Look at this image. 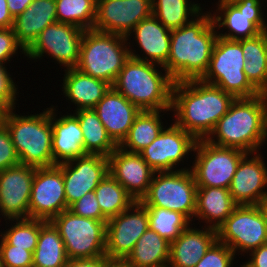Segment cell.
Listing matches in <instances>:
<instances>
[{
	"label": "cell",
	"instance_id": "42",
	"mask_svg": "<svg viewBox=\"0 0 267 267\" xmlns=\"http://www.w3.org/2000/svg\"><path fill=\"white\" fill-rule=\"evenodd\" d=\"M6 63H0V103H2L8 110L15 109L16 100L19 91V86L14 83V79L11 78L8 68L5 66ZM18 91V92H17Z\"/></svg>",
	"mask_w": 267,
	"mask_h": 267
},
{
	"label": "cell",
	"instance_id": "27",
	"mask_svg": "<svg viewBox=\"0 0 267 267\" xmlns=\"http://www.w3.org/2000/svg\"><path fill=\"white\" fill-rule=\"evenodd\" d=\"M55 0H33L28 8L14 19L17 41L27 50L39 34L57 21Z\"/></svg>",
	"mask_w": 267,
	"mask_h": 267
},
{
	"label": "cell",
	"instance_id": "51",
	"mask_svg": "<svg viewBox=\"0 0 267 267\" xmlns=\"http://www.w3.org/2000/svg\"><path fill=\"white\" fill-rule=\"evenodd\" d=\"M259 205H260V207H261L262 211L264 212V215L267 219V193L264 195V197L262 198Z\"/></svg>",
	"mask_w": 267,
	"mask_h": 267
},
{
	"label": "cell",
	"instance_id": "39",
	"mask_svg": "<svg viewBox=\"0 0 267 267\" xmlns=\"http://www.w3.org/2000/svg\"><path fill=\"white\" fill-rule=\"evenodd\" d=\"M0 258L2 267H32L33 252L25 248H16L9 245L0 236Z\"/></svg>",
	"mask_w": 267,
	"mask_h": 267
},
{
	"label": "cell",
	"instance_id": "38",
	"mask_svg": "<svg viewBox=\"0 0 267 267\" xmlns=\"http://www.w3.org/2000/svg\"><path fill=\"white\" fill-rule=\"evenodd\" d=\"M236 255L228 245L217 240L195 267H233Z\"/></svg>",
	"mask_w": 267,
	"mask_h": 267
},
{
	"label": "cell",
	"instance_id": "24",
	"mask_svg": "<svg viewBox=\"0 0 267 267\" xmlns=\"http://www.w3.org/2000/svg\"><path fill=\"white\" fill-rule=\"evenodd\" d=\"M57 108L51 105L52 153L54 165L69 162L86 155L82 129L74 114L57 118ZM56 111V113H55Z\"/></svg>",
	"mask_w": 267,
	"mask_h": 267
},
{
	"label": "cell",
	"instance_id": "33",
	"mask_svg": "<svg viewBox=\"0 0 267 267\" xmlns=\"http://www.w3.org/2000/svg\"><path fill=\"white\" fill-rule=\"evenodd\" d=\"M202 10L200 3L190 0H152V15L170 30L189 23Z\"/></svg>",
	"mask_w": 267,
	"mask_h": 267
},
{
	"label": "cell",
	"instance_id": "45",
	"mask_svg": "<svg viewBox=\"0 0 267 267\" xmlns=\"http://www.w3.org/2000/svg\"><path fill=\"white\" fill-rule=\"evenodd\" d=\"M237 41L241 44L245 61L255 58H267V31L255 37Z\"/></svg>",
	"mask_w": 267,
	"mask_h": 267
},
{
	"label": "cell",
	"instance_id": "41",
	"mask_svg": "<svg viewBox=\"0 0 267 267\" xmlns=\"http://www.w3.org/2000/svg\"><path fill=\"white\" fill-rule=\"evenodd\" d=\"M69 210L80 217L96 219L99 221H108V218L100 209L94 191L86 193L78 201L74 202L69 207Z\"/></svg>",
	"mask_w": 267,
	"mask_h": 267
},
{
	"label": "cell",
	"instance_id": "16",
	"mask_svg": "<svg viewBox=\"0 0 267 267\" xmlns=\"http://www.w3.org/2000/svg\"><path fill=\"white\" fill-rule=\"evenodd\" d=\"M69 209L62 169L58 165L35 169L29 203V218L51 221Z\"/></svg>",
	"mask_w": 267,
	"mask_h": 267
},
{
	"label": "cell",
	"instance_id": "11",
	"mask_svg": "<svg viewBox=\"0 0 267 267\" xmlns=\"http://www.w3.org/2000/svg\"><path fill=\"white\" fill-rule=\"evenodd\" d=\"M217 238L238 256L266 244L267 219L260 205H238L217 229Z\"/></svg>",
	"mask_w": 267,
	"mask_h": 267
},
{
	"label": "cell",
	"instance_id": "29",
	"mask_svg": "<svg viewBox=\"0 0 267 267\" xmlns=\"http://www.w3.org/2000/svg\"><path fill=\"white\" fill-rule=\"evenodd\" d=\"M169 259L170 242L148 228L125 261L131 267H166Z\"/></svg>",
	"mask_w": 267,
	"mask_h": 267
},
{
	"label": "cell",
	"instance_id": "4",
	"mask_svg": "<svg viewBox=\"0 0 267 267\" xmlns=\"http://www.w3.org/2000/svg\"><path fill=\"white\" fill-rule=\"evenodd\" d=\"M173 84L163 66L129 57L112 87L141 111L166 113L171 111Z\"/></svg>",
	"mask_w": 267,
	"mask_h": 267
},
{
	"label": "cell",
	"instance_id": "35",
	"mask_svg": "<svg viewBox=\"0 0 267 267\" xmlns=\"http://www.w3.org/2000/svg\"><path fill=\"white\" fill-rule=\"evenodd\" d=\"M57 21L81 29H93L97 0H55Z\"/></svg>",
	"mask_w": 267,
	"mask_h": 267
},
{
	"label": "cell",
	"instance_id": "7",
	"mask_svg": "<svg viewBox=\"0 0 267 267\" xmlns=\"http://www.w3.org/2000/svg\"><path fill=\"white\" fill-rule=\"evenodd\" d=\"M245 59L237 40L217 37L208 69L202 82L221 88L235 98H250L260 93L250 84L244 72Z\"/></svg>",
	"mask_w": 267,
	"mask_h": 267
},
{
	"label": "cell",
	"instance_id": "31",
	"mask_svg": "<svg viewBox=\"0 0 267 267\" xmlns=\"http://www.w3.org/2000/svg\"><path fill=\"white\" fill-rule=\"evenodd\" d=\"M161 112L162 110L141 111L118 147L126 152L140 153L149 146L164 128Z\"/></svg>",
	"mask_w": 267,
	"mask_h": 267
},
{
	"label": "cell",
	"instance_id": "49",
	"mask_svg": "<svg viewBox=\"0 0 267 267\" xmlns=\"http://www.w3.org/2000/svg\"><path fill=\"white\" fill-rule=\"evenodd\" d=\"M33 0H7L8 9L12 17L15 19L19 14H22Z\"/></svg>",
	"mask_w": 267,
	"mask_h": 267
},
{
	"label": "cell",
	"instance_id": "26",
	"mask_svg": "<svg viewBox=\"0 0 267 267\" xmlns=\"http://www.w3.org/2000/svg\"><path fill=\"white\" fill-rule=\"evenodd\" d=\"M62 91L77 106L74 111L93 109L112 87L108 82L86 75L77 68L64 70Z\"/></svg>",
	"mask_w": 267,
	"mask_h": 267
},
{
	"label": "cell",
	"instance_id": "2",
	"mask_svg": "<svg viewBox=\"0 0 267 267\" xmlns=\"http://www.w3.org/2000/svg\"><path fill=\"white\" fill-rule=\"evenodd\" d=\"M212 15L203 11L184 26L171 30L165 71L173 82L200 80L206 73L218 37Z\"/></svg>",
	"mask_w": 267,
	"mask_h": 267
},
{
	"label": "cell",
	"instance_id": "46",
	"mask_svg": "<svg viewBox=\"0 0 267 267\" xmlns=\"http://www.w3.org/2000/svg\"><path fill=\"white\" fill-rule=\"evenodd\" d=\"M109 261L107 255L94 258L68 259L65 267H106Z\"/></svg>",
	"mask_w": 267,
	"mask_h": 267
},
{
	"label": "cell",
	"instance_id": "22",
	"mask_svg": "<svg viewBox=\"0 0 267 267\" xmlns=\"http://www.w3.org/2000/svg\"><path fill=\"white\" fill-rule=\"evenodd\" d=\"M132 35L144 55L137 54L138 51L130 46L129 37ZM126 38L129 40L130 57L163 67L166 65L170 51L171 30L163 26L153 15L138 23Z\"/></svg>",
	"mask_w": 267,
	"mask_h": 267
},
{
	"label": "cell",
	"instance_id": "5",
	"mask_svg": "<svg viewBox=\"0 0 267 267\" xmlns=\"http://www.w3.org/2000/svg\"><path fill=\"white\" fill-rule=\"evenodd\" d=\"M14 110L7 111L3 123L10 134L20 164L35 168L54 166L51 107L35 115H19Z\"/></svg>",
	"mask_w": 267,
	"mask_h": 267
},
{
	"label": "cell",
	"instance_id": "36",
	"mask_svg": "<svg viewBox=\"0 0 267 267\" xmlns=\"http://www.w3.org/2000/svg\"><path fill=\"white\" fill-rule=\"evenodd\" d=\"M149 217V229L157 232L168 242L175 241L192 222L177 211L160 207H146Z\"/></svg>",
	"mask_w": 267,
	"mask_h": 267
},
{
	"label": "cell",
	"instance_id": "28",
	"mask_svg": "<svg viewBox=\"0 0 267 267\" xmlns=\"http://www.w3.org/2000/svg\"><path fill=\"white\" fill-rule=\"evenodd\" d=\"M238 204L229 189L219 187H197L195 218L205 222L208 228L218 229L232 214Z\"/></svg>",
	"mask_w": 267,
	"mask_h": 267
},
{
	"label": "cell",
	"instance_id": "14",
	"mask_svg": "<svg viewBox=\"0 0 267 267\" xmlns=\"http://www.w3.org/2000/svg\"><path fill=\"white\" fill-rule=\"evenodd\" d=\"M148 225L147 208L140 201L109 218L106 226V255L109 259L125 260Z\"/></svg>",
	"mask_w": 267,
	"mask_h": 267
},
{
	"label": "cell",
	"instance_id": "13",
	"mask_svg": "<svg viewBox=\"0 0 267 267\" xmlns=\"http://www.w3.org/2000/svg\"><path fill=\"white\" fill-rule=\"evenodd\" d=\"M84 31L80 27L56 21L39 34L25 56L36 61L46 54L66 69L76 68Z\"/></svg>",
	"mask_w": 267,
	"mask_h": 267
},
{
	"label": "cell",
	"instance_id": "23",
	"mask_svg": "<svg viewBox=\"0 0 267 267\" xmlns=\"http://www.w3.org/2000/svg\"><path fill=\"white\" fill-rule=\"evenodd\" d=\"M108 136L119 146L141 110L111 87L94 106Z\"/></svg>",
	"mask_w": 267,
	"mask_h": 267
},
{
	"label": "cell",
	"instance_id": "43",
	"mask_svg": "<svg viewBox=\"0 0 267 267\" xmlns=\"http://www.w3.org/2000/svg\"><path fill=\"white\" fill-rule=\"evenodd\" d=\"M18 49L26 55V50L17 41L14 29L0 28V63H10V59L18 53Z\"/></svg>",
	"mask_w": 267,
	"mask_h": 267
},
{
	"label": "cell",
	"instance_id": "37",
	"mask_svg": "<svg viewBox=\"0 0 267 267\" xmlns=\"http://www.w3.org/2000/svg\"><path fill=\"white\" fill-rule=\"evenodd\" d=\"M8 222L11 223L10 228L6 229L3 233L1 232L0 236L9 245L34 252L40 234V219L19 218L9 219Z\"/></svg>",
	"mask_w": 267,
	"mask_h": 267
},
{
	"label": "cell",
	"instance_id": "52",
	"mask_svg": "<svg viewBox=\"0 0 267 267\" xmlns=\"http://www.w3.org/2000/svg\"><path fill=\"white\" fill-rule=\"evenodd\" d=\"M7 111L8 109L2 103H0V124L4 122Z\"/></svg>",
	"mask_w": 267,
	"mask_h": 267
},
{
	"label": "cell",
	"instance_id": "53",
	"mask_svg": "<svg viewBox=\"0 0 267 267\" xmlns=\"http://www.w3.org/2000/svg\"><path fill=\"white\" fill-rule=\"evenodd\" d=\"M265 99L267 101V92L264 93Z\"/></svg>",
	"mask_w": 267,
	"mask_h": 267
},
{
	"label": "cell",
	"instance_id": "6",
	"mask_svg": "<svg viewBox=\"0 0 267 267\" xmlns=\"http://www.w3.org/2000/svg\"><path fill=\"white\" fill-rule=\"evenodd\" d=\"M128 46L125 36L93 29L85 30L76 68L112 86L130 57Z\"/></svg>",
	"mask_w": 267,
	"mask_h": 267
},
{
	"label": "cell",
	"instance_id": "30",
	"mask_svg": "<svg viewBox=\"0 0 267 267\" xmlns=\"http://www.w3.org/2000/svg\"><path fill=\"white\" fill-rule=\"evenodd\" d=\"M68 257L58 229L51 221L40 219V234L33 252L32 267H65Z\"/></svg>",
	"mask_w": 267,
	"mask_h": 267
},
{
	"label": "cell",
	"instance_id": "9",
	"mask_svg": "<svg viewBox=\"0 0 267 267\" xmlns=\"http://www.w3.org/2000/svg\"><path fill=\"white\" fill-rule=\"evenodd\" d=\"M51 222L60 233L68 259L106 255L107 221L80 217L66 209Z\"/></svg>",
	"mask_w": 267,
	"mask_h": 267
},
{
	"label": "cell",
	"instance_id": "20",
	"mask_svg": "<svg viewBox=\"0 0 267 267\" xmlns=\"http://www.w3.org/2000/svg\"><path fill=\"white\" fill-rule=\"evenodd\" d=\"M263 158L261 152H256L247 153L240 160L229 187L238 205H259L267 193V166Z\"/></svg>",
	"mask_w": 267,
	"mask_h": 267
},
{
	"label": "cell",
	"instance_id": "10",
	"mask_svg": "<svg viewBox=\"0 0 267 267\" xmlns=\"http://www.w3.org/2000/svg\"><path fill=\"white\" fill-rule=\"evenodd\" d=\"M196 152V153H195ZM190 170L197 187L229 189L240 160L246 152L214 145L206 139H197Z\"/></svg>",
	"mask_w": 267,
	"mask_h": 267
},
{
	"label": "cell",
	"instance_id": "40",
	"mask_svg": "<svg viewBox=\"0 0 267 267\" xmlns=\"http://www.w3.org/2000/svg\"><path fill=\"white\" fill-rule=\"evenodd\" d=\"M244 72L250 84L260 93L267 92V58L246 61Z\"/></svg>",
	"mask_w": 267,
	"mask_h": 267
},
{
	"label": "cell",
	"instance_id": "44",
	"mask_svg": "<svg viewBox=\"0 0 267 267\" xmlns=\"http://www.w3.org/2000/svg\"><path fill=\"white\" fill-rule=\"evenodd\" d=\"M19 157L4 123L0 124V171L18 165Z\"/></svg>",
	"mask_w": 267,
	"mask_h": 267
},
{
	"label": "cell",
	"instance_id": "3",
	"mask_svg": "<svg viewBox=\"0 0 267 267\" xmlns=\"http://www.w3.org/2000/svg\"><path fill=\"white\" fill-rule=\"evenodd\" d=\"M206 140L246 153L261 151V146L267 141V101L264 94L235 98Z\"/></svg>",
	"mask_w": 267,
	"mask_h": 267
},
{
	"label": "cell",
	"instance_id": "12",
	"mask_svg": "<svg viewBox=\"0 0 267 267\" xmlns=\"http://www.w3.org/2000/svg\"><path fill=\"white\" fill-rule=\"evenodd\" d=\"M262 1V3H261ZM264 0H220L211 12L217 35L228 40L252 38L267 31ZM223 27V28H222ZM222 29V33L219 30ZM228 29L223 33V29Z\"/></svg>",
	"mask_w": 267,
	"mask_h": 267
},
{
	"label": "cell",
	"instance_id": "15",
	"mask_svg": "<svg viewBox=\"0 0 267 267\" xmlns=\"http://www.w3.org/2000/svg\"><path fill=\"white\" fill-rule=\"evenodd\" d=\"M197 139L189 132H186L174 122L166 126L159 133L156 139L139 154L145 162L155 171L179 170V163L194 151Z\"/></svg>",
	"mask_w": 267,
	"mask_h": 267
},
{
	"label": "cell",
	"instance_id": "25",
	"mask_svg": "<svg viewBox=\"0 0 267 267\" xmlns=\"http://www.w3.org/2000/svg\"><path fill=\"white\" fill-rule=\"evenodd\" d=\"M184 229L181 235L170 243V267H195L208 249L218 240L217 230L206 226Z\"/></svg>",
	"mask_w": 267,
	"mask_h": 267
},
{
	"label": "cell",
	"instance_id": "18",
	"mask_svg": "<svg viewBox=\"0 0 267 267\" xmlns=\"http://www.w3.org/2000/svg\"><path fill=\"white\" fill-rule=\"evenodd\" d=\"M35 169L19 163L0 171V218H29Z\"/></svg>",
	"mask_w": 267,
	"mask_h": 267
},
{
	"label": "cell",
	"instance_id": "34",
	"mask_svg": "<svg viewBox=\"0 0 267 267\" xmlns=\"http://www.w3.org/2000/svg\"><path fill=\"white\" fill-rule=\"evenodd\" d=\"M102 213L109 219L126 211L135 199L110 173L94 189Z\"/></svg>",
	"mask_w": 267,
	"mask_h": 267
},
{
	"label": "cell",
	"instance_id": "19",
	"mask_svg": "<svg viewBox=\"0 0 267 267\" xmlns=\"http://www.w3.org/2000/svg\"><path fill=\"white\" fill-rule=\"evenodd\" d=\"M62 169L68 208L98 186L109 173L108 157L86 154L69 162L58 164Z\"/></svg>",
	"mask_w": 267,
	"mask_h": 267
},
{
	"label": "cell",
	"instance_id": "47",
	"mask_svg": "<svg viewBox=\"0 0 267 267\" xmlns=\"http://www.w3.org/2000/svg\"><path fill=\"white\" fill-rule=\"evenodd\" d=\"M249 253V259L240 267H267V243Z\"/></svg>",
	"mask_w": 267,
	"mask_h": 267
},
{
	"label": "cell",
	"instance_id": "32",
	"mask_svg": "<svg viewBox=\"0 0 267 267\" xmlns=\"http://www.w3.org/2000/svg\"><path fill=\"white\" fill-rule=\"evenodd\" d=\"M74 112L82 129L86 154L108 157L118 146L108 136L97 113L93 109H81Z\"/></svg>",
	"mask_w": 267,
	"mask_h": 267
},
{
	"label": "cell",
	"instance_id": "50",
	"mask_svg": "<svg viewBox=\"0 0 267 267\" xmlns=\"http://www.w3.org/2000/svg\"><path fill=\"white\" fill-rule=\"evenodd\" d=\"M106 267H131L125 260H110Z\"/></svg>",
	"mask_w": 267,
	"mask_h": 267
},
{
	"label": "cell",
	"instance_id": "1",
	"mask_svg": "<svg viewBox=\"0 0 267 267\" xmlns=\"http://www.w3.org/2000/svg\"><path fill=\"white\" fill-rule=\"evenodd\" d=\"M235 97L201 80L175 82L171 111L174 123L196 139H206L228 112Z\"/></svg>",
	"mask_w": 267,
	"mask_h": 267
},
{
	"label": "cell",
	"instance_id": "21",
	"mask_svg": "<svg viewBox=\"0 0 267 267\" xmlns=\"http://www.w3.org/2000/svg\"><path fill=\"white\" fill-rule=\"evenodd\" d=\"M109 173L135 199L140 201L147 193L155 171L139 153H130L117 147L109 156Z\"/></svg>",
	"mask_w": 267,
	"mask_h": 267
},
{
	"label": "cell",
	"instance_id": "48",
	"mask_svg": "<svg viewBox=\"0 0 267 267\" xmlns=\"http://www.w3.org/2000/svg\"><path fill=\"white\" fill-rule=\"evenodd\" d=\"M14 18L9 12L7 0H0V28H13Z\"/></svg>",
	"mask_w": 267,
	"mask_h": 267
},
{
	"label": "cell",
	"instance_id": "8",
	"mask_svg": "<svg viewBox=\"0 0 267 267\" xmlns=\"http://www.w3.org/2000/svg\"><path fill=\"white\" fill-rule=\"evenodd\" d=\"M197 185L189 167L155 172L147 193L140 202L145 207L177 211L191 222L196 211Z\"/></svg>",
	"mask_w": 267,
	"mask_h": 267
},
{
	"label": "cell",
	"instance_id": "17",
	"mask_svg": "<svg viewBox=\"0 0 267 267\" xmlns=\"http://www.w3.org/2000/svg\"><path fill=\"white\" fill-rule=\"evenodd\" d=\"M152 15V0H97L93 30L127 37Z\"/></svg>",
	"mask_w": 267,
	"mask_h": 267
}]
</instances>
